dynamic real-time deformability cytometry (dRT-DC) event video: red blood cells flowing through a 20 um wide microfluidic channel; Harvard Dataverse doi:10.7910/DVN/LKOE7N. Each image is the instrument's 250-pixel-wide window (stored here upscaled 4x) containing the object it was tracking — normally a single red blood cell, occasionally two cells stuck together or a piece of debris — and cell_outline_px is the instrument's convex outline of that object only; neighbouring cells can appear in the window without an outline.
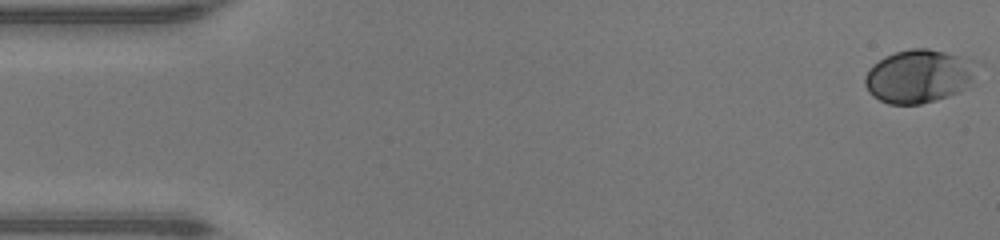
{"species": "human", "species_latin": "Homo sapiens", "temperature_condition": "warm", "stored_images_in_passage": 48, "camera_frame_rate_fps": 3000, "um_per_image_px": 0.085, "donor": {"sex": "male"}, "frame": {"image": 1, "passage_image": 1, "time_ms": 0.0, "image_size_px": [1000, 240], "cell_outline_px": [[984, 64], [964, 88], [960, 92], [936, 100], [920, 104], [888, 104], [872, 96], [868, 92], [864, 84], [864, 76], [872, 64], [884, 56], [896, 52], [912, 48], [928, 48], [944, 52], [972, 60]], "centroid_in_image_um": [78.1, 6.47], "position_along_channel_um": 6.9, "area_um2": 35.14}}
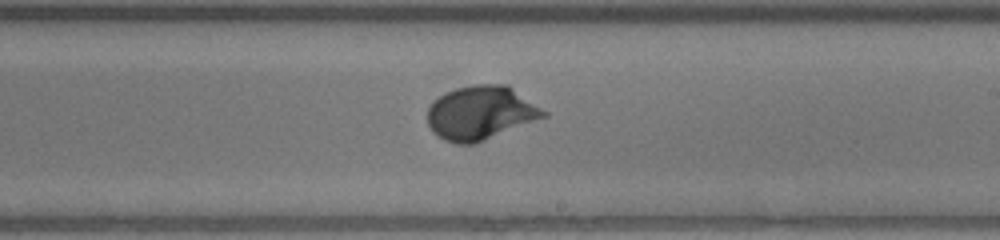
{"frame": {"image": 2, "passage_image": 28, "time_ms": 9.0, "image_size_px": [1000, 240], "cell_outline_px": [[548, 116], [476, 144], [456, 144], [444, 140], [436, 136], [432, 132], [428, 124], [428, 108], [440, 96], [456, 88], [476, 84], [508, 84], [548, 112]], "centroid_in_image_um": [40.89, 9.61], "position_along_channel_um": 248.1, "area_um2": 36.65}}
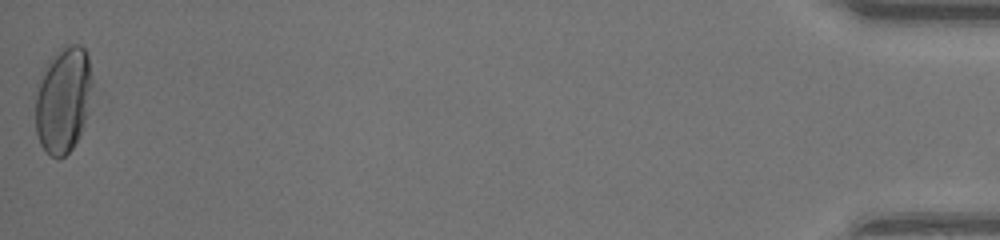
{"frame": {"image": 3, "passage_image": 48, "time_ms": 15.667, "image_size_px": [1000, 240], "cell_outline_px": [[92, 88], [88, 112], [80, 132], [72, 148], [60, 160], [56, 160], [40, 144], [36, 132], [36, 84], [48, 60], [64, 44], [80, 44], [84, 48], [88, 56], [92, 76]], "centroid_in_image_um": [5.37, 8.44], "position_along_channel_um": 429.8, "area_um2": 35.49}, "authors_computed_cell_mechanics": {"area_um2": 33.4662, "velocity_mm_per_s": 4.3308, "shape_relaxation_time_tau1_ms": 2.6459, "shape_relaxation_time_tau2_ms": null, "deformation_change_tau1": 0.1664, "deformation_change_tau2": null}}